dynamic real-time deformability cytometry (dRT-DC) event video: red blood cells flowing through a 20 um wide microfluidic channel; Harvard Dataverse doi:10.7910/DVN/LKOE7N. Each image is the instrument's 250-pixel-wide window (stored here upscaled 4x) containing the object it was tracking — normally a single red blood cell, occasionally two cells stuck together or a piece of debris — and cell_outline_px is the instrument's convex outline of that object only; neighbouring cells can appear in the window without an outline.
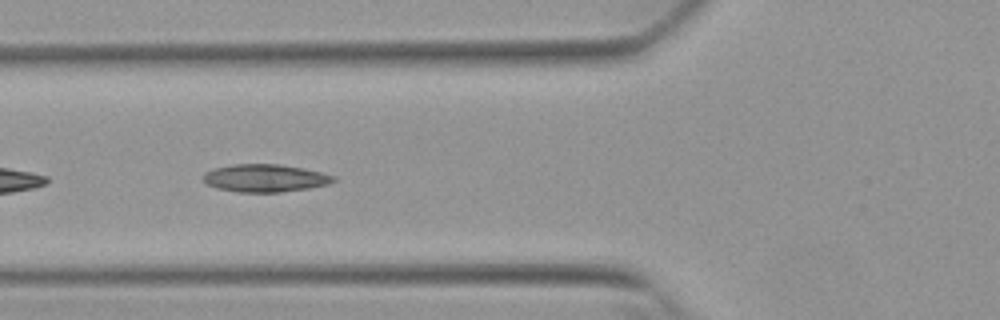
{"species": "Egyptian fruit bat (a non-hibernating species)", "species_latin": "Rousettus aegyptiacus", "temperature_condition": "warm", "stored_images_in_passage": 8, "camera_frame_rate_fps": 3000, "um_per_image_px": 0.085, "animal": {"sex": "female"}, "frame": {"image": 1, "passage_image": 5, "time_ms": 1.333, "image_size_px": [1000, 320], "cell_outline_px": [[336, 180], [328, 184], [308, 188], [280, 192], [236, 192], [216, 188], [208, 184], [204, 180], [204, 172], [212, 168], [232, 164], [280, 164], [304, 168], [336, 176]], "centroid_in_image_um": [22.52, 15.13], "position_along_channel_um": 103.3, "area_um2": 21.1}}